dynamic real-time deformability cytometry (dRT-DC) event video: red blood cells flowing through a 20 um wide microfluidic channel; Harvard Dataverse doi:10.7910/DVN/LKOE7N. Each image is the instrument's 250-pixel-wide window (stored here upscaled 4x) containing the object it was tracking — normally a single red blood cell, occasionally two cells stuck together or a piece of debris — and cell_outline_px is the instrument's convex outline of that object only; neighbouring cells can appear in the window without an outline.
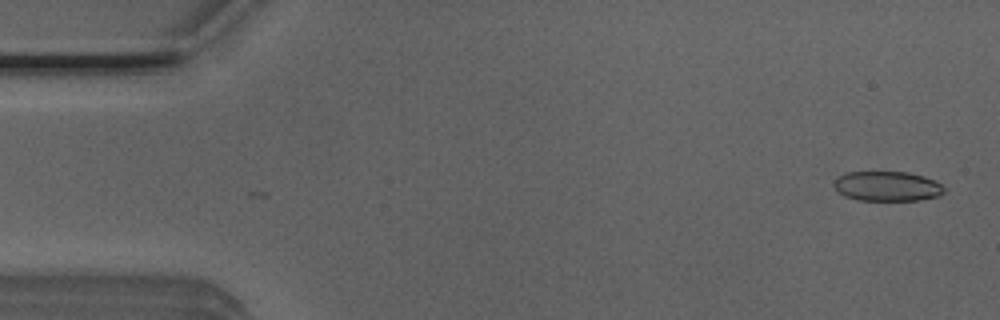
{"species": "Egyptian fruit bat (a non-hibernating species)", "species_latin": "Rousettus aegyptiacus", "temperature_condition": "room temperature", "stored_images_in_passage": 3, "camera_frame_rate_fps": 3000, "um_per_image_px": 0.085, "animal": {"sex": "male"}, "frame": {"image": 1, "passage_image": 2, "time_ms": 0.333, "image_size_px": [1000, 320], "cell_outline_px": [[944, 192], [936, 196], [920, 200], [856, 200], [844, 196], [832, 184], [844, 172], [908, 172], [924, 176], [940, 184], [944, 188]], "centroid_in_image_um": [75.39, 15.83], "position_along_channel_um": 9.6, "area_um2": 18.96}}